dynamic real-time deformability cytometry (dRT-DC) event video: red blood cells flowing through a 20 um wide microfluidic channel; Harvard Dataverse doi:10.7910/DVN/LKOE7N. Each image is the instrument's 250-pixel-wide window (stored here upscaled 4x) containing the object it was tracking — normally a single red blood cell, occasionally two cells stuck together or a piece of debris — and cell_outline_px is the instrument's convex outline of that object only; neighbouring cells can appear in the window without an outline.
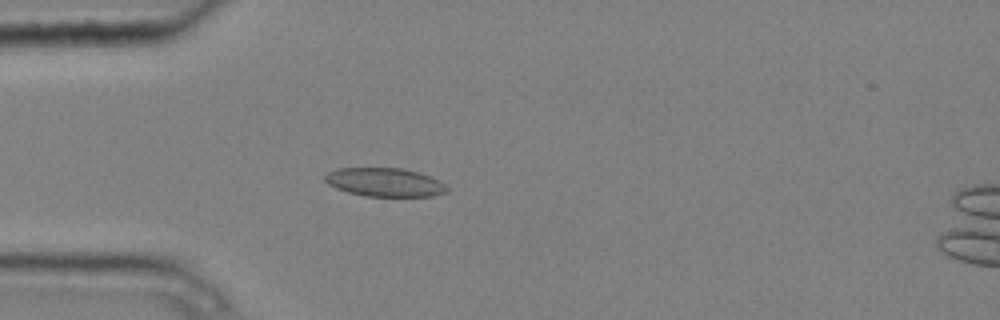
{"species": "common noctule bat (a hibernating species)", "species_latin": "Nyctalus noctula", "temperature_condition": "cold", "stored_images_in_passage": 6, "camera_frame_rate_fps": 3000, "um_per_image_px": 0.085, "animal": {"sex": "male", "body_mass_g": 20.4}, "frame": {"image": 1, "passage_image": 5, "time_ms": 1.333, "image_size_px": [1000, 320], "cell_outline_px": [[448, 192], [432, 196], [364, 196], [348, 192], [336, 188], [328, 184], [324, 180], [324, 176], [328, 172], [336, 168], [400, 168], [432, 176], [440, 180], [448, 188]], "centroid_in_image_um": [32.7, 15.49], "position_along_channel_um": 52.3, "area_um2": 20.4}}